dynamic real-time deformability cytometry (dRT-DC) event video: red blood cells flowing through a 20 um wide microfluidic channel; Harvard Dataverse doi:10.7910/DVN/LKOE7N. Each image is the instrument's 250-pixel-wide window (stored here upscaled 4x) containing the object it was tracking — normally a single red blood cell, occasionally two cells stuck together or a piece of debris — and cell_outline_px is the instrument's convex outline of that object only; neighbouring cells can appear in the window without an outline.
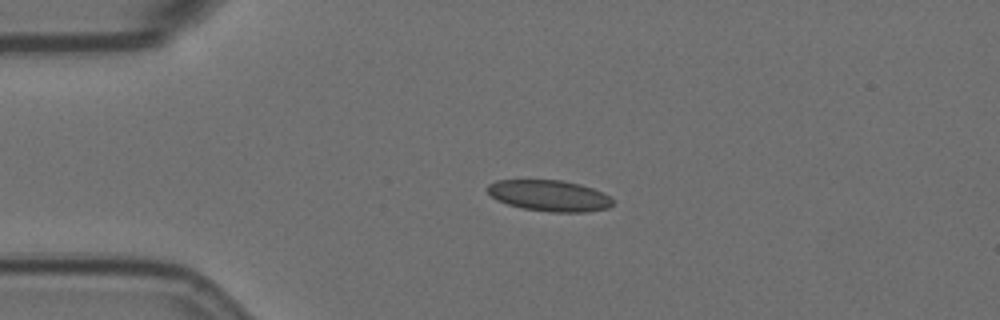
{"species": "Egyptian fruit bat (a non-hibernating species)", "species_latin": "Rousettus aegyptiacus", "temperature_condition": "room temperature", "stored_images_in_passage": 20, "camera_frame_rate_fps": 3000, "um_per_image_px": 0.085, "animal": {"sex": "female"}, "frame": {"image": 1, "passage_image": 1, "time_ms": 0.0, "image_size_px": [1000, 320], "cell_outline_px": [[616, 204], [608, 208], [588, 212], [552, 212], [524, 208], [508, 204], [496, 200], [488, 192], [488, 184], [496, 180], [560, 180], [580, 184], [592, 188], [616, 200]], "centroid_in_image_um": [46.73, 16.63], "position_along_channel_um": 38.3, "area_um2": 22.72}}
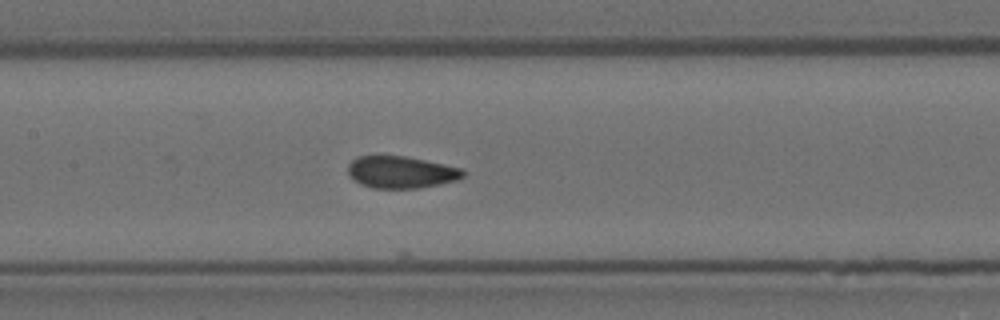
{"frame": {"image": 2, "passage_image": 15, "time_ms": 4.667, "image_size_px": [1000, 320], "cell_outline_px": [[464, 176], [456, 180], [440, 184], [420, 188], [372, 188], [360, 184], [348, 172], [348, 164], [356, 156], [404, 156], [424, 160], [460, 168], [464, 172]], "centroid_in_image_um": [34.07, 14.64], "position_along_channel_um": 173.3, "area_um2": 21.21}}
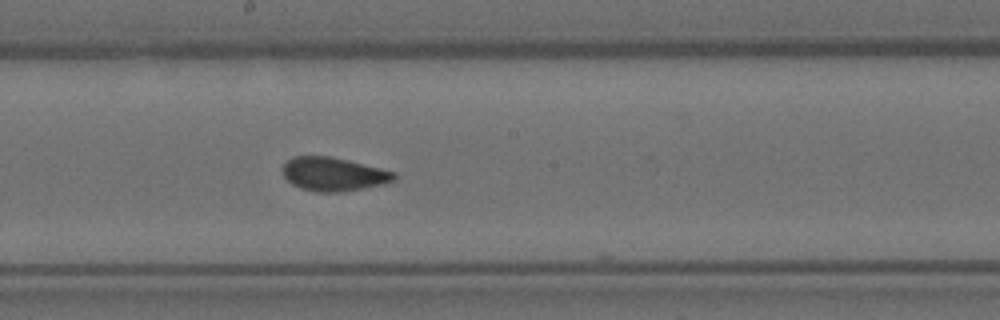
{"frame": {"image": 3, "passage_image": 19, "time_ms": 6.0, "image_size_px": [1000, 320], "cell_outline_px": [[396, 180], [384, 184], [344, 192], [316, 192], [300, 188], [292, 184], [284, 176], [284, 164], [292, 156], [328, 156], [396, 172]], "centroid_in_image_um": [28.36, 14.82], "position_along_channel_um": 219.8, "area_um2": 21.68}}